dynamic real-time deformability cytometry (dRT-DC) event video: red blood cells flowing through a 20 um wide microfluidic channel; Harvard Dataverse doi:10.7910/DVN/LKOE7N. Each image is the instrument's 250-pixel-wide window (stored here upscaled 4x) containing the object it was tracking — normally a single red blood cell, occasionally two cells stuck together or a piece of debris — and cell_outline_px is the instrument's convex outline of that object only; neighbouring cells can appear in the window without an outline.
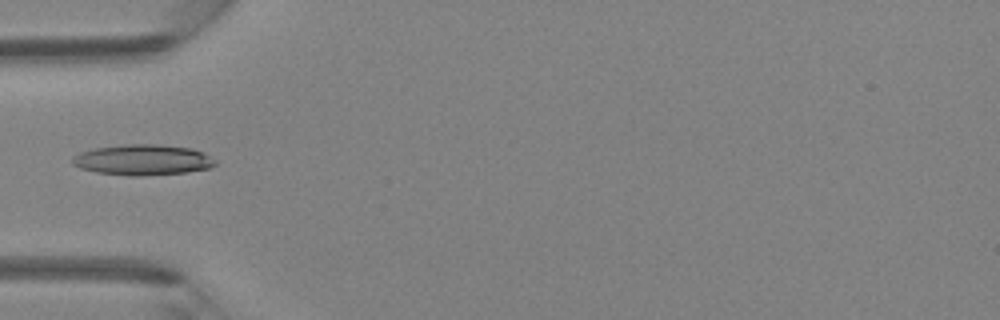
{"species": "Egyptian fruit bat (a non-hibernating species)", "species_latin": "Rousettus aegyptiacus", "temperature_condition": "room temperature", "stored_images_in_passage": 5, "camera_frame_rate_fps": 3000, "um_per_image_px": 0.085, "animal": {"sex": "female"}, "frame": {"image": 1, "passage_image": 4, "time_ms": 1.0, "image_size_px": [1000, 320], "cell_outline_px": [[216, 164], [212, 168], [188, 172], [140, 176], [128, 176], [96, 172], [80, 168], [72, 164], [72, 156], [80, 152], [92, 148], [128, 144], [160, 144], [192, 148], [204, 152], [216, 160]], "centroid_in_image_um": [12.15, 13.59], "position_along_channel_um": 72.9, "area_um2": 25.89}}
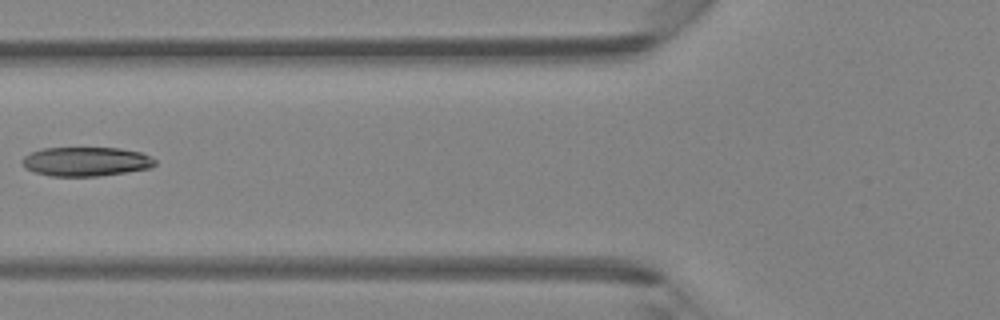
{"frame": {"image": 2, "passage_image": 5, "time_ms": 1.333, "image_size_px": [1000, 320], "cell_outline_px": [[156, 164], [152, 168], [100, 176], [52, 176], [36, 172], [24, 168], [20, 164], [20, 160], [24, 156], [32, 152], [44, 148], [120, 148], [140, 152], [152, 156], [156, 160]], "centroid_in_image_um": [7.32, 13.73], "position_along_channel_um": 118.5, "area_um2": 22.77}}